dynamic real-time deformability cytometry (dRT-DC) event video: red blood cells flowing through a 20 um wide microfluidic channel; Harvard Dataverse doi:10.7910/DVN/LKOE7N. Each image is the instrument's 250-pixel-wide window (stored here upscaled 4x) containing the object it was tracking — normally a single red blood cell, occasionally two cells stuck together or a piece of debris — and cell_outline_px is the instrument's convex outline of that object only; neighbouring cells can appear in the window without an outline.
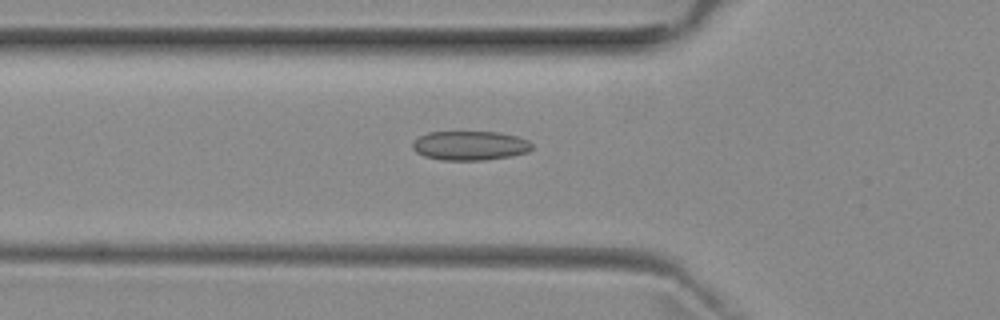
{"species": "common noctule bat (a hibernating species)", "species_latin": "Nyctalus noctula", "temperature_condition": "room temperature", "stored_images_in_passage": 43, "camera_frame_rate_fps": 3000, "um_per_image_px": 0.085, "animal": {"sex": "female", "body_mass_g": 29.2, "forearm_length_mm": 56.3}, "frame": {"image": 1, "passage_image": 9, "time_ms": 2.667, "image_size_px": [1000, 320], "cell_outline_px": [[532, 148], [528, 152], [512, 156], [484, 160], [440, 160], [424, 156], [416, 152], [412, 148], [412, 144], [420, 136], [428, 132], [500, 132], [516, 136], [528, 140], [532, 144]], "centroid_in_image_um": [39.96, 12.38], "position_along_channel_um": 85.8, "area_um2": 20.4}}
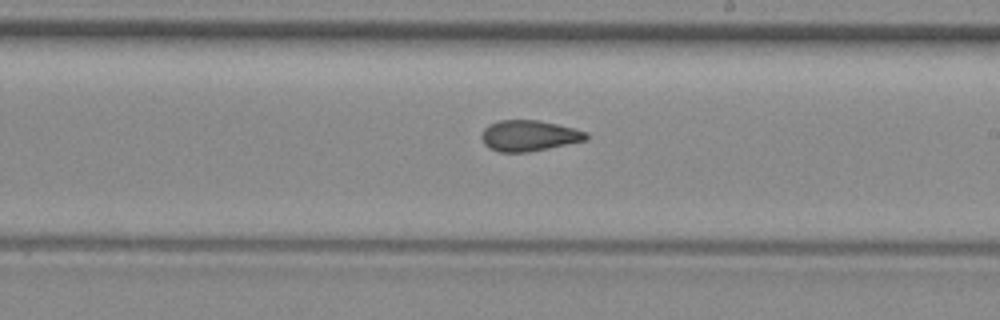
{"frame": {"image": 2, "passage_image": 21, "time_ms": 6.667, "image_size_px": [1000, 320], "cell_outline_px": [[588, 140], [528, 152], [500, 152], [488, 148], [484, 144], [480, 136], [484, 128], [488, 124], [500, 120], [536, 120], [556, 124], [588, 132]], "centroid_in_image_um": [44.94, 11.54], "position_along_channel_um": 244.1, "area_um2": 18.84}}
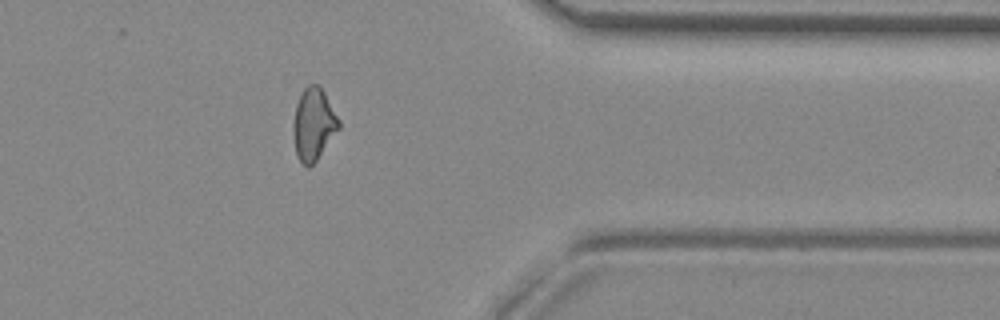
{"frame": {"image": 3, "passage_image": 33, "time_ms": 10.667, "image_size_px": [1000, 320], "cell_outline_px": [[340, 128], [316, 160], [308, 168], [300, 160], [296, 152], [292, 128], [292, 124], [296, 104], [304, 88], [308, 84], [320, 84], [340, 120]], "centroid_in_image_um": [26.65, 10.52], "position_along_channel_um": 384.7, "area_um2": 19.13}, "authors_computed_cell_mechanics": {"area_um2": 19.2474, "velocity_mm_per_s": 3.9368, "shape_relaxation_time_tau1_ms": null, "shape_relaxation_time_tau2_ms": 2.0527, "deformation_change_tau1": null, "deformation_change_tau2": 0.092}}